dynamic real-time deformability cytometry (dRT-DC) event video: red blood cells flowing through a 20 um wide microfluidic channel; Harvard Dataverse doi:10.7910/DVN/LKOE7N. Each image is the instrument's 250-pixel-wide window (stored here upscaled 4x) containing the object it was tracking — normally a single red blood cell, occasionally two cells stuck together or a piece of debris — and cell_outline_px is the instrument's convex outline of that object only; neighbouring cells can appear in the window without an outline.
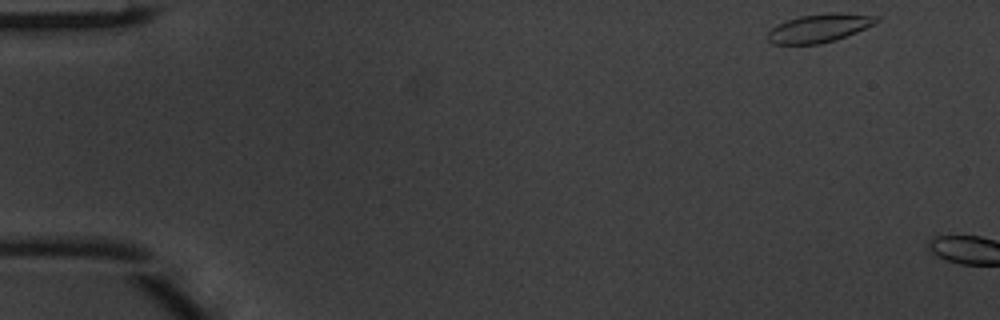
{"species": "common noctule bat (a hibernating species)", "species_latin": "Nyctalus noctula", "temperature_condition": "warm", "stored_images_in_passage": 2, "camera_frame_rate_fps": 3000, "um_per_image_px": 0.085, "animal": {"sex": "male", "body_mass_g": 20.1, "forearm_length_mm": 53.5}, "frame": {"image": 1, "passage_image": 1, "time_ms": 0.0, "image_size_px": [1000, 320], "cell_outline_px": [[880, 20], [876, 24], [836, 40], [820, 44], [772, 44], [768, 40], [768, 32], [776, 24], [800, 16], [880, 16]], "centroid_in_image_um": [69.56, 2.46], "position_along_channel_um": 15.4, "area_um2": 16.88}}